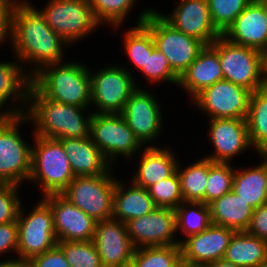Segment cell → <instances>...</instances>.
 Returning a JSON list of instances; mask_svg holds the SVG:
<instances>
[{"label": "cell", "mask_w": 267, "mask_h": 267, "mask_svg": "<svg viewBox=\"0 0 267 267\" xmlns=\"http://www.w3.org/2000/svg\"><path fill=\"white\" fill-rule=\"evenodd\" d=\"M7 45L31 77L46 65L70 59L66 52L72 49L28 0H13L10 5Z\"/></svg>", "instance_id": "cell-1"}, {"label": "cell", "mask_w": 267, "mask_h": 267, "mask_svg": "<svg viewBox=\"0 0 267 267\" xmlns=\"http://www.w3.org/2000/svg\"><path fill=\"white\" fill-rule=\"evenodd\" d=\"M90 109L48 100L31 85L25 115L34 135L52 139L83 138L89 136L93 114Z\"/></svg>", "instance_id": "cell-2"}, {"label": "cell", "mask_w": 267, "mask_h": 267, "mask_svg": "<svg viewBox=\"0 0 267 267\" xmlns=\"http://www.w3.org/2000/svg\"><path fill=\"white\" fill-rule=\"evenodd\" d=\"M74 58L49 64L32 76L31 85L48 100L76 107H91L89 63Z\"/></svg>", "instance_id": "cell-3"}, {"label": "cell", "mask_w": 267, "mask_h": 267, "mask_svg": "<svg viewBox=\"0 0 267 267\" xmlns=\"http://www.w3.org/2000/svg\"><path fill=\"white\" fill-rule=\"evenodd\" d=\"M30 125L29 134L24 136V127ZM26 125V126H25ZM29 135V136H28ZM32 124L24 114L13 117H0V183L26 186L31 173ZM29 137V138H28ZM26 183V184H25Z\"/></svg>", "instance_id": "cell-4"}, {"label": "cell", "mask_w": 267, "mask_h": 267, "mask_svg": "<svg viewBox=\"0 0 267 267\" xmlns=\"http://www.w3.org/2000/svg\"><path fill=\"white\" fill-rule=\"evenodd\" d=\"M31 137V173L27 185L33 184L40 198L61 194L75 178L61 142L37 135Z\"/></svg>", "instance_id": "cell-5"}, {"label": "cell", "mask_w": 267, "mask_h": 267, "mask_svg": "<svg viewBox=\"0 0 267 267\" xmlns=\"http://www.w3.org/2000/svg\"><path fill=\"white\" fill-rule=\"evenodd\" d=\"M28 1H32L30 3L40 12L47 25L73 49L84 38L89 39L94 32L97 34L102 27L92 13L89 0H46L40 7L33 0Z\"/></svg>", "instance_id": "cell-6"}, {"label": "cell", "mask_w": 267, "mask_h": 267, "mask_svg": "<svg viewBox=\"0 0 267 267\" xmlns=\"http://www.w3.org/2000/svg\"><path fill=\"white\" fill-rule=\"evenodd\" d=\"M38 198L39 196L37 200L34 198L35 203H31V206L29 204L27 206L25 202L28 203V201L23 200L17 217V257L26 260L41 255L58 243L54 230L53 212L42 198Z\"/></svg>", "instance_id": "cell-7"}, {"label": "cell", "mask_w": 267, "mask_h": 267, "mask_svg": "<svg viewBox=\"0 0 267 267\" xmlns=\"http://www.w3.org/2000/svg\"><path fill=\"white\" fill-rule=\"evenodd\" d=\"M89 136L113 167L120 159L127 165L144 148L121 113H93Z\"/></svg>", "instance_id": "cell-8"}, {"label": "cell", "mask_w": 267, "mask_h": 267, "mask_svg": "<svg viewBox=\"0 0 267 267\" xmlns=\"http://www.w3.org/2000/svg\"><path fill=\"white\" fill-rule=\"evenodd\" d=\"M148 88H137L126 102L121 115L144 147L162 146L158 140H161L162 136L167 137L164 134V123H167L164 118L166 110H163L165 101H162L164 99L161 95L159 97L155 94L156 89L151 91V88Z\"/></svg>", "instance_id": "cell-9"}, {"label": "cell", "mask_w": 267, "mask_h": 267, "mask_svg": "<svg viewBox=\"0 0 267 267\" xmlns=\"http://www.w3.org/2000/svg\"><path fill=\"white\" fill-rule=\"evenodd\" d=\"M90 72L91 107L93 113H121L131 94L137 89L134 77L115 61Z\"/></svg>", "instance_id": "cell-10"}, {"label": "cell", "mask_w": 267, "mask_h": 267, "mask_svg": "<svg viewBox=\"0 0 267 267\" xmlns=\"http://www.w3.org/2000/svg\"><path fill=\"white\" fill-rule=\"evenodd\" d=\"M115 168L104 175L76 176L61 195L95 221L112 219Z\"/></svg>", "instance_id": "cell-11"}, {"label": "cell", "mask_w": 267, "mask_h": 267, "mask_svg": "<svg viewBox=\"0 0 267 267\" xmlns=\"http://www.w3.org/2000/svg\"><path fill=\"white\" fill-rule=\"evenodd\" d=\"M210 46L219 56L224 80L248 89L251 93L266 86L260 51L234 44L222 35Z\"/></svg>", "instance_id": "cell-12"}, {"label": "cell", "mask_w": 267, "mask_h": 267, "mask_svg": "<svg viewBox=\"0 0 267 267\" xmlns=\"http://www.w3.org/2000/svg\"><path fill=\"white\" fill-rule=\"evenodd\" d=\"M142 23L150 30L156 48L167 58L171 69L179 77L206 46L199 39L175 29L155 7Z\"/></svg>", "instance_id": "cell-13"}, {"label": "cell", "mask_w": 267, "mask_h": 267, "mask_svg": "<svg viewBox=\"0 0 267 267\" xmlns=\"http://www.w3.org/2000/svg\"><path fill=\"white\" fill-rule=\"evenodd\" d=\"M251 92L228 80H220L197 94L190 105L207 119L246 120Z\"/></svg>", "instance_id": "cell-14"}, {"label": "cell", "mask_w": 267, "mask_h": 267, "mask_svg": "<svg viewBox=\"0 0 267 267\" xmlns=\"http://www.w3.org/2000/svg\"><path fill=\"white\" fill-rule=\"evenodd\" d=\"M205 135L211 143L212 152L202 153L204 158L212 162L234 163L239 155L249 150L254 151L250 143L247 121L234 118L207 119ZM252 149V150H251ZM239 156V157H238ZM238 157V158H237Z\"/></svg>", "instance_id": "cell-15"}, {"label": "cell", "mask_w": 267, "mask_h": 267, "mask_svg": "<svg viewBox=\"0 0 267 267\" xmlns=\"http://www.w3.org/2000/svg\"><path fill=\"white\" fill-rule=\"evenodd\" d=\"M128 235L136 249L178 244L176 211L156 207L152 212L129 220Z\"/></svg>", "instance_id": "cell-16"}, {"label": "cell", "mask_w": 267, "mask_h": 267, "mask_svg": "<svg viewBox=\"0 0 267 267\" xmlns=\"http://www.w3.org/2000/svg\"><path fill=\"white\" fill-rule=\"evenodd\" d=\"M167 13L159 14L175 29L211 45L222 34L213 25L207 0H175ZM170 11V12H169Z\"/></svg>", "instance_id": "cell-17"}, {"label": "cell", "mask_w": 267, "mask_h": 267, "mask_svg": "<svg viewBox=\"0 0 267 267\" xmlns=\"http://www.w3.org/2000/svg\"><path fill=\"white\" fill-rule=\"evenodd\" d=\"M163 146L144 147L127 164L135 167L132 169L130 179L135 185L148 189L150 186L162 179L173 175L177 170L180 158L178 157L172 145L163 141ZM140 154V155H139ZM136 160V161H135ZM135 162V163H134Z\"/></svg>", "instance_id": "cell-18"}, {"label": "cell", "mask_w": 267, "mask_h": 267, "mask_svg": "<svg viewBox=\"0 0 267 267\" xmlns=\"http://www.w3.org/2000/svg\"><path fill=\"white\" fill-rule=\"evenodd\" d=\"M0 60V117L24 115L32 77L13 56Z\"/></svg>", "instance_id": "cell-19"}, {"label": "cell", "mask_w": 267, "mask_h": 267, "mask_svg": "<svg viewBox=\"0 0 267 267\" xmlns=\"http://www.w3.org/2000/svg\"><path fill=\"white\" fill-rule=\"evenodd\" d=\"M53 212L54 230L58 242L93 240L96 222L61 194L42 197Z\"/></svg>", "instance_id": "cell-20"}, {"label": "cell", "mask_w": 267, "mask_h": 267, "mask_svg": "<svg viewBox=\"0 0 267 267\" xmlns=\"http://www.w3.org/2000/svg\"><path fill=\"white\" fill-rule=\"evenodd\" d=\"M92 241L103 267H121L132 262L136 248L128 235L125 223L113 218L97 221Z\"/></svg>", "instance_id": "cell-21"}, {"label": "cell", "mask_w": 267, "mask_h": 267, "mask_svg": "<svg viewBox=\"0 0 267 267\" xmlns=\"http://www.w3.org/2000/svg\"><path fill=\"white\" fill-rule=\"evenodd\" d=\"M151 8L144 7L137 15V19L134 20V25H130L128 28V25L126 29L123 28V26H116L112 27L111 30L116 31V33L123 32L122 38H121V50L123 51L122 55H126L127 62H129L130 66L128 65L125 67L123 66L133 77L135 84L137 88H143L144 84L139 83V79L136 78L135 74H138V71L140 72L145 66H146V60L148 59V54L152 53V50L156 47L153 36L150 32V30L142 23L148 16L149 12L152 10ZM136 21V22H135ZM123 28V31L121 30ZM134 67V69H133ZM137 71L135 74L134 72ZM138 81H137V80Z\"/></svg>", "instance_id": "cell-22"}, {"label": "cell", "mask_w": 267, "mask_h": 267, "mask_svg": "<svg viewBox=\"0 0 267 267\" xmlns=\"http://www.w3.org/2000/svg\"><path fill=\"white\" fill-rule=\"evenodd\" d=\"M234 232L231 228L211 224L206 230L188 236L180 243L182 259L209 264L224 258Z\"/></svg>", "instance_id": "cell-23"}, {"label": "cell", "mask_w": 267, "mask_h": 267, "mask_svg": "<svg viewBox=\"0 0 267 267\" xmlns=\"http://www.w3.org/2000/svg\"><path fill=\"white\" fill-rule=\"evenodd\" d=\"M222 36L262 53L267 48V16L263 6L252 0Z\"/></svg>", "instance_id": "cell-24"}, {"label": "cell", "mask_w": 267, "mask_h": 267, "mask_svg": "<svg viewBox=\"0 0 267 267\" xmlns=\"http://www.w3.org/2000/svg\"><path fill=\"white\" fill-rule=\"evenodd\" d=\"M223 80L222 69L217 52L206 45L194 62L182 73L178 80V89H184L190 102L197 94L217 81ZM180 87V88H179Z\"/></svg>", "instance_id": "cell-25"}, {"label": "cell", "mask_w": 267, "mask_h": 267, "mask_svg": "<svg viewBox=\"0 0 267 267\" xmlns=\"http://www.w3.org/2000/svg\"><path fill=\"white\" fill-rule=\"evenodd\" d=\"M69 159L74 176L107 174L113 165L92 142L90 136L58 139Z\"/></svg>", "instance_id": "cell-26"}, {"label": "cell", "mask_w": 267, "mask_h": 267, "mask_svg": "<svg viewBox=\"0 0 267 267\" xmlns=\"http://www.w3.org/2000/svg\"><path fill=\"white\" fill-rule=\"evenodd\" d=\"M120 175L116 176L112 218L126 224L152 212L157 206L147 189L128 181L129 177L120 178Z\"/></svg>", "instance_id": "cell-27"}, {"label": "cell", "mask_w": 267, "mask_h": 267, "mask_svg": "<svg viewBox=\"0 0 267 267\" xmlns=\"http://www.w3.org/2000/svg\"><path fill=\"white\" fill-rule=\"evenodd\" d=\"M257 155L256 164H235L232 190L251 207L267 204L266 152ZM240 166V167H239ZM247 167V168H246Z\"/></svg>", "instance_id": "cell-28"}, {"label": "cell", "mask_w": 267, "mask_h": 267, "mask_svg": "<svg viewBox=\"0 0 267 267\" xmlns=\"http://www.w3.org/2000/svg\"><path fill=\"white\" fill-rule=\"evenodd\" d=\"M208 206L212 224L235 231H246L254 212V208L233 190L212 201Z\"/></svg>", "instance_id": "cell-29"}, {"label": "cell", "mask_w": 267, "mask_h": 267, "mask_svg": "<svg viewBox=\"0 0 267 267\" xmlns=\"http://www.w3.org/2000/svg\"><path fill=\"white\" fill-rule=\"evenodd\" d=\"M223 259L239 267L260 266L267 262V241L247 231H235Z\"/></svg>", "instance_id": "cell-30"}, {"label": "cell", "mask_w": 267, "mask_h": 267, "mask_svg": "<svg viewBox=\"0 0 267 267\" xmlns=\"http://www.w3.org/2000/svg\"><path fill=\"white\" fill-rule=\"evenodd\" d=\"M199 158V159H198ZM189 162L179 161L177 173L180 178L181 193L185 202H202L205 204V188L209 172V159L200 155ZM184 164V165H183Z\"/></svg>", "instance_id": "cell-31"}, {"label": "cell", "mask_w": 267, "mask_h": 267, "mask_svg": "<svg viewBox=\"0 0 267 267\" xmlns=\"http://www.w3.org/2000/svg\"><path fill=\"white\" fill-rule=\"evenodd\" d=\"M246 121L253 150L267 152V85L251 93Z\"/></svg>", "instance_id": "cell-32"}, {"label": "cell", "mask_w": 267, "mask_h": 267, "mask_svg": "<svg viewBox=\"0 0 267 267\" xmlns=\"http://www.w3.org/2000/svg\"><path fill=\"white\" fill-rule=\"evenodd\" d=\"M175 211L178 245L188 236L198 234L212 224L209 206L202 202L184 201Z\"/></svg>", "instance_id": "cell-33"}, {"label": "cell", "mask_w": 267, "mask_h": 267, "mask_svg": "<svg viewBox=\"0 0 267 267\" xmlns=\"http://www.w3.org/2000/svg\"><path fill=\"white\" fill-rule=\"evenodd\" d=\"M141 0H89L96 21L104 28L124 26Z\"/></svg>", "instance_id": "cell-34"}, {"label": "cell", "mask_w": 267, "mask_h": 267, "mask_svg": "<svg viewBox=\"0 0 267 267\" xmlns=\"http://www.w3.org/2000/svg\"><path fill=\"white\" fill-rule=\"evenodd\" d=\"M181 258V247L174 244L135 249L132 262L136 267H175Z\"/></svg>", "instance_id": "cell-35"}, {"label": "cell", "mask_w": 267, "mask_h": 267, "mask_svg": "<svg viewBox=\"0 0 267 267\" xmlns=\"http://www.w3.org/2000/svg\"><path fill=\"white\" fill-rule=\"evenodd\" d=\"M138 73L139 77L142 76L140 79L144 78L143 80L150 87L165 84L176 88L178 85L179 76L171 69L167 58L156 47L151 54H148L146 66Z\"/></svg>", "instance_id": "cell-36"}, {"label": "cell", "mask_w": 267, "mask_h": 267, "mask_svg": "<svg viewBox=\"0 0 267 267\" xmlns=\"http://www.w3.org/2000/svg\"><path fill=\"white\" fill-rule=\"evenodd\" d=\"M234 163L212 162L209 159V172L205 188V204L232 191Z\"/></svg>", "instance_id": "cell-37"}, {"label": "cell", "mask_w": 267, "mask_h": 267, "mask_svg": "<svg viewBox=\"0 0 267 267\" xmlns=\"http://www.w3.org/2000/svg\"><path fill=\"white\" fill-rule=\"evenodd\" d=\"M71 267H103L98 250L92 240L58 242Z\"/></svg>", "instance_id": "cell-38"}, {"label": "cell", "mask_w": 267, "mask_h": 267, "mask_svg": "<svg viewBox=\"0 0 267 267\" xmlns=\"http://www.w3.org/2000/svg\"><path fill=\"white\" fill-rule=\"evenodd\" d=\"M207 1L212 23L223 34L252 0Z\"/></svg>", "instance_id": "cell-39"}, {"label": "cell", "mask_w": 267, "mask_h": 267, "mask_svg": "<svg viewBox=\"0 0 267 267\" xmlns=\"http://www.w3.org/2000/svg\"><path fill=\"white\" fill-rule=\"evenodd\" d=\"M147 190L157 207L175 210L184 202L177 171L170 177L162 179L150 186Z\"/></svg>", "instance_id": "cell-40"}, {"label": "cell", "mask_w": 267, "mask_h": 267, "mask_svg": "<svg viewBox=\"0 0 267 267\" xmlns=\"http://www.w3.org/2000/svg\"><path fill=\"white\" fill-rule=\"evenodd\" d=\"M22 190V186L16 184L0 183V224L17 221L22 200H25Z\"/></svg>", "instance_id": "cell-41"}, {"label": "cell", "mask_w": 267, "mask_h": 267, "mask_svg": "<svg viewBox=\"0 0 267 267\" xmlns=\"http://www.w3.org/2000/svg\"><path fill=\"white\" fill-rule=\"evenodd\" d=\"M17 250H18L17 221L0 224V259L3 258L9 259L17 257Z\"/></svg>", "instance_id": "cell-42"}, {"label": "cell", "mask_w": 267, "mask_h": 267, "mask_svg": "<svg viewBox=\"0 0 267 267\" xmlns=\"http://www.w3.org/2000/svg\"><path fill=\"white\" fill-rule=\"evenodd\" d=\"M30 267H71L63 251L56 245L41 255L29 260Z\"/></svg>", "instance_id": "cell-43"}, {"label": "cell", "mask_w": 267, "mask_h": 267, "mask_svg": "<svg viewBox=\"0 0 267 267\" xmlns=\"http://www.w3.org/2000/svg\"><path fill=\"white\" fill-rule=\"evenodd\" d=\"M246 231L267 241V204L254 209L250 225Z\"/></svg>", "instance_id": "cell-44"}, {"label": "cell", "mask_w": 267, "mask_h": 267, "mask_svg": "<svg viewBox=\"0 0 267 267\" xmlns=\"http://www.w3.org/2000/svg\"><path fill=\"white\" fill-rule=\"evenodd\" d=\"M13 0H0V48L7 47L9 8ZM6 44L5 46H3Z\"/></svg>", "instance_id": "cell-45"}, {"label": "cell", "mask_w": 267, "mask_h": 267, "mask_svg": "<svg viewBox=\"0 0 267 267\" xmlns=\"http://www.w3.org/2000/svg\"><path fill=\"white\" fill-rule=\"evenodd\" d=\"M0 267H30L29 260L20 257L0 259Z\"/></svg>", "instance_id": "cell-46"}, {"label": "cell", "mask_w": 267, "mask_h": 267, "mask_svg": "<svg viewBox=\"0 0 267 267\" xmlns=\"http://www.w3.org/2000/svg\"><path fill=\"white\" fill-rule=\"evenodd\" d=\"M208 267H239L235 264L231 263L230 261H226L225 259H220L208 264Z\"/></svg>", "instance_id": "cell-47"}, {"label": "cell", "mask_w": 267, "mask_h": 267, "mask_svg": "<svg viewBox=\"0 0 267 267\" xmlns=\"http://www.w3.org/2000/svg\"><path fill=\"white\" fill-rule=\"evenodd\" d=\"M263 78L267 85V48L262 52Z\"/></svg>", "instance_id": "cell-48"}, {"label": "cell", "mask_w": 267, "mask_h": 267, "mask_svg": "<svg viewBox=\"0 0 267 267\" xmlns=\"http://www.w3.org/2000/svg\"><path fill=\"white\" fill-rule=\"evenodd\" d=\"M184 267H208L205 263H194L184 260Z\"/></svg>", "instance_id": "cell-49"}, {"label": "cell", "mask_w": 267, "mask_h": 267, "mask_svg": "<svg viewBox=\"0 0 267 267\" xmlns=\"http://www.w3.org/2000/svg\"><path fill=\"white\" fill-rule=\"evenodd\" d=\"M264 8L266 16H267V0H257Z\"/></svg>", "instance_id": "cell-50"}, {"label": "cell", "mask_w": 267, "mask_h": 267, "mask_svg": "<svg viewBox=\"0 0 267 267\" xmlns=\"http://www.w3.org/2000/svg\"><path fill=\"white\" fill-rule=\"evenodd\" d=\"M175 267H184V259L181 258L180 262H178Z\"/></svg>", "instance_id": "cell-51"}, {"label": "cell", "mask_w": 267, "mask_h": 267, "mask_svg": "<svg viewBox=\"0 0 267 267\" xmlns=\"http://www.w3.org/2000/svg\"><path fill=\"white\" fill-rule=\"evenodd\" d=\"M121 267H136V265L133 263V262H130L128 264H124L123 266Z\"/></svg>", "instance_id": "cell-52"}, {"label": "cell", "mask_w": 267, "mask_h": 267, "mask_svg": "<svg viewBox=\"0 0 267 267\" xmlns=\"http://www.w3.org/2000/svg\"><path fill=\"white\" fill-rule=\"evenodd\" d=\"M266 178H267V152H266ZM266 189H267V182H266Z\"/></svg>", "instance_id": "cell-53"}, {"label": "cell", "mask_w": 267, "mask_h": 267, "mask_svg": "<svg viewBox=\"0 0 267 267\" xmlns=\"http://www.w3.org/2000/svg\"><path fill=\"white\" fill-rule=\"evenodd\" d=\"M257 267H267V262L264 264H261L260 266H257Z\"/></svg>", "instance_id": "cell-54"}]
</instances>
